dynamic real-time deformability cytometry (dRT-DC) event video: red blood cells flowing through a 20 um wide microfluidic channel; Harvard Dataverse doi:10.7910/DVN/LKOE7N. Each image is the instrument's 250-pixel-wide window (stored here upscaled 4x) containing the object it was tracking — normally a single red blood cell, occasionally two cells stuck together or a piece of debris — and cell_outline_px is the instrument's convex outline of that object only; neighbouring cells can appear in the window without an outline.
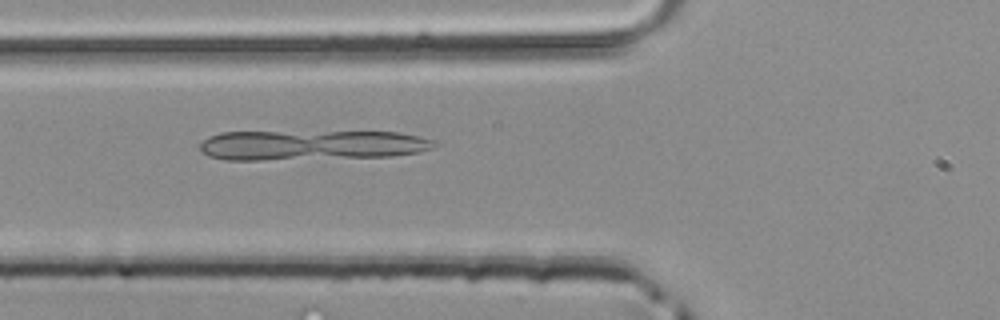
{"species": "common noctule bat (a hibernating species)", "species_latin": "Nyctalus noctula", "temperature_condition": "room temperature", "stored_images_in_passage": 33, "camera_frame_rate_fps": 3000, "um_per_image_px": 0.085, "animal": {"sex": "male", "body_mass_g": 20.4}, "frame": {"image": 1, "passage_image": 8, "time_ms": 2.333, "image_size_px": [1000, 320], "cell_outline_px": [[436, 144], [432, 148], [420, 152], [392, 156], [260, 160], [224, 160], [208, 156], [200, 152], [200, 144], [208, 136], [220, 132], [396, 132], [420, 136], [436, 140]], "centroid_in_image_um": [26.45, 12.34], "position_along_channel_um": 99.4, "area_um2": 41.1}}
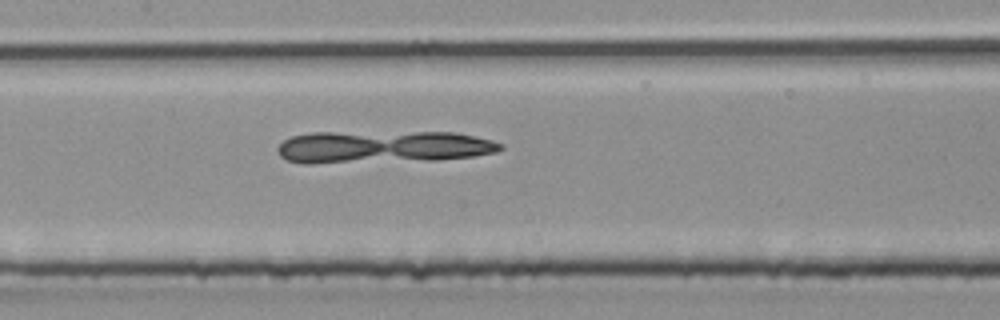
{"frame": {"image": 2, "passage_image": 13, "time_ms": 4.0, "image_size_px": [1000, 320], "cell_outline_px": [[504, 148], [496, 152], [472, 156], [436, 160], [312, 164], [304, 164], [288, 160], [280, 156], [276, 148], [284, 140], [292, 136], [312, 132], [456, 132], [476, 136], [492, 140], [504, 144]], "centroid_in_image_um": [32.53, 12.49], "position_along_channel_um": 174.9, "area_um2": 42.71}}
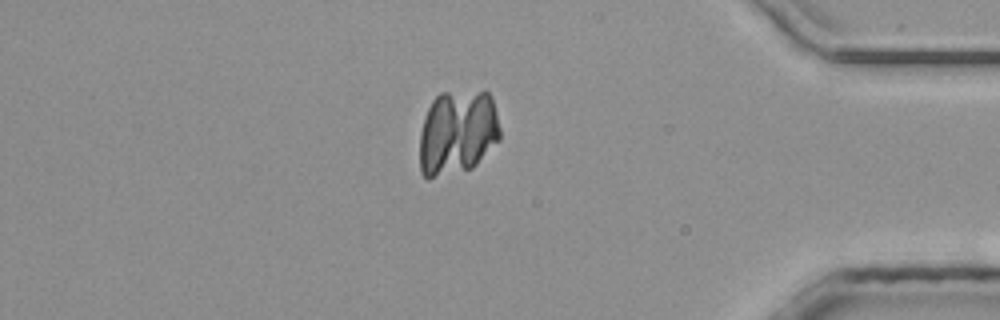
{"frame": {"image": 3, "passage_image": 30, "time_ms": 9.667, "image_size_px": [1000, 320], "cell_outline_px": [[500, 140], [472, 168], [428, 180], [420, 172], [420, 132], [424, 116], [432, 100], [440, 92], [484, 88], [492, 96], [500, 128]], "centroid_in_image_um": [38.89, 11.21], "position_along_channel_um": 396.3, "area_um2": 40.86}}